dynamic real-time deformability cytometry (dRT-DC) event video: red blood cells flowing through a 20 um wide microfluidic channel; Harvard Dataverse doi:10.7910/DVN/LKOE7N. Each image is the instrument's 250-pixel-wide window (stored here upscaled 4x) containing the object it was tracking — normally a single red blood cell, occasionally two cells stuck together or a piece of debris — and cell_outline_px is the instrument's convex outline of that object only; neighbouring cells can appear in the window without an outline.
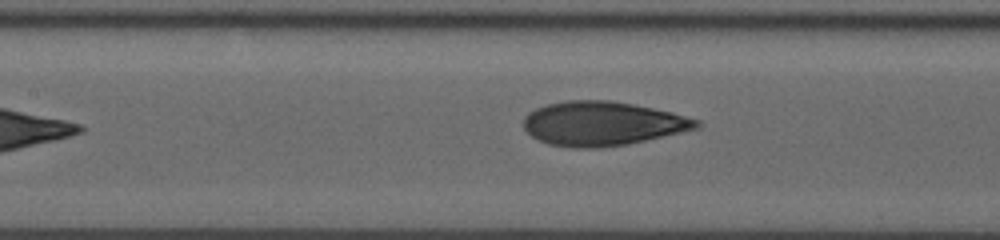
{"species": "human", "species_latin": "Homo sapiens", "temperature_condition": "room temperature", "stored_images_in_passage": 10, "segment_of_instrument_passage": [2, 2], "camera_frame_rate_fps": 3000, "um_per_image_px": 0.085, "donor": {"sex": "male"}, "frame": {"image": 1, "passage_image": 10, "time_ms": 4.0, "image_size_px": [1000, 240], "cell_outline_px": [[700, 128], [644, 140], [624, 144], [596, 148], [576, 148], [548, 144], [532, 136], [524, 128], [524, 116], [528, 112], [536, 108], [548, 104], [564, 100], [608, 100], [632, 104], [672, 112], [700, 120]], "centroid_in_image_um": [51.19, 10.49], "position_along_channel_um": 156.2, "area_um2": 44.22}}